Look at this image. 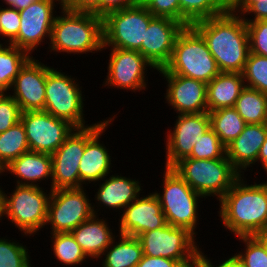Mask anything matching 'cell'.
<instances>
[{"instance_id":"6da1fadb","label":"cell","mask_w":267,"mask_h":267,"mask_svg":"<svg viewBox=\"0 0 267 267\" xmlns=\"http://www.w3.org/2000/svg\"><path fill=\"white\" fill-rule=\"evenodd\" d=\"M221 72L242 73L250 52L249 33L241 15L228 7L222 14L194 22Z\"/></svg>"},{"instance_id":"7a4b0ae2","label":"cell","mask_w":267,"mask_h":267,"mask_svg":"<svg viewBox=\"0 0 267 267\" xmlns=\"http://www.w3.org/2000/svg\"><path fill=\"white\" fill-rule=\"evenodd\" d=\"M245 179L241 176L219 200L222 226L236 237L267 229V181L249 185Z\"/></svg>"},{"instance_id":"3957f363","label":"cell","mask_w":267,"mask_h":267,"mask_svg":"<svg viewBox=\"0 0 267 267\" xmlns=\"http://www.w3.org/2000/svg\"><path fill=\"white\" fill-rule=\"evenodd\" d=\"M59 9L61 14L55 17L51 31L50 52L80 55L103 51L102 17L92 12Z\"/></svg>"},{"instance_id":"277c9868","label":"cell","mask_w":267,"mask_h":267,"mask_svg":"<svg viewBox=\"0 0 267 267\" xmlns=\"http://www.w3.org/2000/svg\"><path fill=\"white\" fill-rule=\"evenodd\" d=\"M208 84L221 71L202 35L192 26H185L178 35L169 62L163 68Z\"/></svg>"},{"instance_id":"5b68a950","label":"cell","mask_w":267,"mask_h":267,"mask_svg":"<svg viewBox=\"0 0 267 267\" xmlns=\"http://www.w3.org/2000/svg\"><path fill=\"white\" fill-rule=\"evenodd\" d=\"M173 169L204 199L217 196L216 199L220 200L242 176L226 155L221 159L208 160L187 157L178 162Z\"/></svg>"},{"instance_id":"8992f818","label":"cell","mask_w":267,"mask_h":267,"mask_svg":"<svg viewBox=\"0 0 267 267\" xmlns=\"http://www.w3.org/2000/svg\"><path fill=\"white\" fill-rule=\"evenodd\" d=\"M162 193L155 191L167 224L185 228L196 237L198 203L204 197L194 191L173 168H164Z\"/></svg>"},{"instance_id":"52a82bcc","label":"cell","mask_w":267,"mask_h":267,"mask_svg":"<svg viewBox=\"0 0 267 267\" xmlns=\"http://www.w3.org/2000/svg\"><path fill=\"white\" fill-rule=\"evenodd\" d=\"M57 69L47 66L44 111L57 118L67 120L75 128L90 126L89 124L85 125V114L83 113L85 98H83L82 86H79L77 78Z\"/></svg>"},{"instance_id":"ba28073f","label":"cell","mask_w":267,"mask_h":267,"mask_svg":"<svg viewBox=\"0 0 267 267\" xmlns=\"http://www.w3.org/2000/svg\"><path fill=\"white\" fill-rule=\"evenodd\" d=\"M15 185L11 194L4 192L5 217L22 232L23 236L25 234L34 237L46 226L51 190L44 192V187L42 189L36 186Z\"/></svg>"},{"instance_id":"9c48e42d","label":"cell","mask_w":267,"mask_h":267,"mask_svg":"<svg viewBox=\"0 0 267 267\" xmlns=\"http://www.w3.org/2000/svg\"><path fill=\"white\" fill-rule=\"evenodd\" d=\"M154 17L142 3L106 14L102 18L103 49L113 47L138 51Z\"/></svg>"},{"instance_id":"30bf717a","label":"cell","mask_w":267,"mask_h":267,"mask_svg":"<svg viewBox=\"0 0 267 267\" xmlns=\"http://www.w3.org/2000/svg\"><path fill=\"white\" fill-rule=\"evenodd\" d=\"M104 119L84 128H74L64 143L51 155L52 182L50 190L82 188L79 163L86 142L108 121Z\"/></svg>"},{"instance_id":"8fae6325","label":"cell","mask_w":267,"mask_h":267,"mask_svg":"<svg viewBox=\"0 0 267 267\" xmlns=\"http://www.w3.org/2000/svg\"><path fill=\"white\" fill-rule=\"evenodd\" d=\"M85 188L51 190L46 225L50 233L71 232L94 213Z\"/></svg>"},{"instance_id":"7c38bea8","label":"cell","mask_w":267,"mask_h":267,"mask_svg":"<svg viewBox=\"0 0 267 267\" xmlns=\"http://www.w3.org/2000/svg\"><path fill=\"white\" fill-rule=\"evenodd\" d=\"M137 238L141 242L143 255L175 259L181 264L193 259L201 249L191 232L169 224L141 233Z\"/></svg>"},{"instance_id":"4fadbf2b","label":"cell","mask_w":267,"mask_h":267,"mask_svg":"<svg viewBox=\"0 0 267 267\" xmlns=\"http://www.w3.org/2000/svg\"><path fill=\"white\" fill-rule=\"evenodd\" d=\"M30 151L52 155L74 130L67 120L52 116L45 111L21 113Z\"/></svg>"},{"instance_id":"5bb4252c","label":"cell","mask_w":267,"mask_h":267,"mask_svg":"<svg viewBox=\"0 0 267 267\" xmlns=\"http://www.w3.org/2000/svg\"><path fill=\"white\" fill-rule=\"evenodd\" d=\"M108 72L102 86L139 92L148 89L147 69H155L138 51L109 47ZM148 67V68H146ZM146 73V74H145ZM147 78V80H146Z\"/></svg>"},{"instance_id":"9a60e30c","label":"cell","mask_w":267,"mask_h":267,"mask_svg":"<svg viewBox=\"0 0 267 267\" xmlns=\"http://www.w3.org/2000/svg\"><path fill=\"white\" fill-rule=\"evenodd\" d=\"M62 2V0H36L27 8L19 11V32L11 44L24 49L31 55L41 45V42L43 43V40L48 38L50 41L53 23L57 15L54 8L57 4L62 7Z\"/></svg>"},{"instance_id":"2e32d148","label":"cell","mask_w":267,"mask_h":267,"mask_svg":"<svg viewBox=\"0 0 267 267\" xmlns=\"http://www.w3.org/2000/svg\"><path fill=\"white\" fill-rule=\"evenodd\" d=\"M173 131L166 135L165 168H173L182 159L191 155L196 142L210 127L209 112L199 114H180L176 116Z\"/></svg>"},{"instance_id":"e0dca14e","label":"cell","mask_w":267,"mask_h":267,"mask_svg":"<svg viewBox=\"0 0 267 267\" xmlns=\"http://www.w3.org/2000/svg\"><path fill=\"white\" fill-rule=\"evenodd\" d=\"M166 79V102L174 111L180 114H199L208 112L207 84L193 78L171 74L163 68L157 70Z\"/></svg>"},{"instance_id":"ac0fdd59","label":"cell","mask_w":267,"mask_h":267,"mask_svg":"<svg viewBox=\"0 0 267 267\" xmlns=\"http://www.w3.org/2000/svg\"><path fill=\"white\" fill-rule=\"evenodd\" d=\"M185 27L170 18L154 17L145 31L144 40L138 50L155 68L160 70L169 62L176 39Z\"/></svg>"},{"instance_id":"d6986e66","label":"cell","mask_w":267,"mask_h":267,"mask_svg":"<svg viewBox=\"0 0 267 267\" xmlns=\"http://www.w3.org/2000/svg\"><path fill=\"white\" fill-rule=\"evenodd\" d=\"M47 64L33 58L20 69L12 85L10 95L18 103L21 112L44 111L46 98Z\"/></svg>"},{"instance_id":"ffe728a7","label":"cell","mask_w":267,"mask_h":267,"mask_svg":"<svg viewBox=\"0 0 267 267\" xmlns=\"http://www.w3.org/2000/svg\"><path fill=\"white\" fill-rule=\"evenodd\" d=\"M119 234L138 237L141 233L167 225L166 217L154 192L138 197L121 211Z\"/></svg>"},{"instance_id":"44dd1931","label":"cell","mask_w":267,"mask_h":267,"mask_svg":"<svg viewBox=\"0 0 267 267\" xmlns=\"http://www.w3.org/2000/svg\"><path fill=\"white\" fill-rule=\"evenodd\" d=\"M106 175L102 181L103 183H99L98 191L95 194V202L98 204L95 207V203L92 205L94 215L98 214V211L104 206L109 210H123L130 203L136 200L141 191H143L142 186L138 179H131L125 176H120L116 174H112L109 178ZM100 206V208H99ZM96 208V209H95ZM99 208V210H98ZM97 210V211H96Z\"/></svg>"},{"instance_id":"7402d4cb","label":"cell","mask_w":267,"mask_h":267,"mask_svg":"<svg viewBox=\"0 0 267 267\" xmlns=\"http://www.w3.org/2000/svg\"><path fill=\"white\" fill-rule=\"evenodd\" d=\"M116 115L109 120L86 142L85 151L79 163L80 181L85 187L93 182L96 186L106 175H110L113 166L111 156L105 144L100 142L102 134L112 125ZM98 181V183H97Z\"/></svg>"},{"instance_id":"603a6c76","label":"cell","mask_w":267,"mask_h":267,"mask_svg":"<svg viewBox=\"0 0 267 267\" xmlns=\"http://www.w3.org/2000/svg\"><path fill=\"white\" fill-rule=\"evenodd\" d=\"M266 137L267 124H247L241 134L226 147L228 160L242 176L247 168L258 162L260 148Z\"/></svg>"},{"instance_id":"cb8c5ba5","label":"cell","mask_w":267,"mask_h":267,"mask_svg":"<svg viewBox=\"0 0 267 267\" xmlns=\"http://www.w3.org/2000/svg\"><path fill=\"white\" fill-rule=\"evenodd\" d=\"M6 172L17 178L14 183L18 185L40 187L37 182L46 179L52 182V157L49 154L28 151L11 161Z\"/></svg>"},{"instance_id":"d4e9b609","label":"cell","mask_w":267,"mask_h":267,"mask_svg":"<svg viewBox=\"0 0 267 267\" xmlns=\"http://www.w3.org/2000/svg\"><path fill=\"white\" fill-rule=\"evenodd\" d=\"M106 221L99 215H93L71 231L74 239L90 260L91 258L100 259L112 240L118 237Z\"/></svg>"},{"instance_id":"484cf974","label":"cell","mask_w":267,"mask_h":267,"mask_svg":"<svg viewBox=\"0 0 267 267\" xmlns=\"http://www.w3.org/2000/svg\"><path fill=\"white\" fill-rule=\"evenodd\" d=\"M245 86L242 73L220 72L207 84L208 112L234 107Z\"/></svg>"},{"instance_id":"4316f807","label":"cell","mask_w":267,"mask_h":267,"mask_svg":"<svg viewBox=\"0 0 267 267\" xmlns=\"http://www.w3.org/2000/svg\"><path fill=\"white\" fill-rule=\"evenodd\" d=\"M118 237L120 238H114L102 253L101 257L105 256L102 267H136L143 256L140 240L137 237L120 234Z\"/></svg>"},{"instance_id":"83f0119b","label":"cell","mask_w":267,"mask_h":267,"mask_svg":"<svg viewBox=\"0 0 267 267\" xmlns=\"http://www.w3.org/2000/svg\"><path fill=\"white\" fill-rule=\"evenodd\" d=\"M4 44V45H3ZM32 57L24 49L0 43V93H8L20 69Z\"/></svg>"},{"instance_id":"f1b7e54d","label":"cell","mask_w":267,"mask_h":267,"mask_svg":"<svg viewBox=\"0 0 267 267\" xmlns=\"http://www.w3.org/2000/svg\"><path fill=\"white\" fill-rule=\"evenodd\" d=\"M209 118L211 129L225 147L232 143L247 125L234 107L210 111Z\"/></svg>"},{"instance_id":"f546056e","label":"cell","mask_w":267,"mask_h":267,"mask_svg":"<svg viewBox=\"0 0 267 267\" xmlns=\"http://www.w3.org/2000/svg\"><path fill=\"white\" fill-rule=\"evenodd\" d=\"M234 108L247 124H267V94L246 87Z\"/></svg>"},{"instance_id":"4dcf8cb0","label":"cell","mask_w":267,"mask_h":267,"mask_svg":"<svg viewBox=\"0 0 267 267\" xmlns=\"http://www.w3.org/2000/svg\"><path fill=\"white\" fill-rule=\"evenodd\" d=\"M180 23L190 26L194 22L222 14L228 7V0H179Z\"/></svg>"},{"instance_id":"1f68e13d","label":"cell","mask_w":267,"mask_h":267,"mask_svg":"<svg viewBox=\"0 0 267 267\" xmlns=\"http://www.w3.org/2000/svg\"><path fill=\"white\" fill-rule=\"evenodd\" d=\"M51 250L54 257L61 264L66 266H75L82 264L88 259L86 254L81 249V246L76 242L71 232L50 233ZM85 260V261H84Z\"/></svg>"},{"instance_id":"d6a6232c","label":"cell","mask_w":267,"mask_h":267,"mask_svg":"<svg viewBox=\"0 0 267 267\" xmlns=\"http://www.w3.org/2000/svg\"><path fill=\"white\" fill-rule=\"evenodd\" d=\"M28 151L29 144L21 121L0 133V159L6 166Z\"/></svg>"},{"instance_id":"836d02e7","label":"cell","mask_w":267,"mask_h":267,"mask_svg":"<svg viewBox=\"0 0 267 267\" xmlns=\"http://www.w3.org/2000/svg\"><path fill=\"white\" fill-rule=\"evenodd\" d=\"M242 75L246 87L267 94V57L249 52Z\"/></svg>"},{"instance_id":"e575fe53","label":"cell","mask_w":267,"mask_h":267,"mask_svg":"<svg viewBox=\"0 0 267 267\" xmlns=\"http://www.w3.org/2000/svg\"><path fill=\"white\" fill-rule=\"evenodd\" d=\"M28 251L26 245L24 246L15 239L9 240L1 237L0 267H32Z\"/></svg>"},{"instance_id":"d590c367","label":"cell","mask_w":267,"mask_h":267,"mask_svg":"<svg viewBox=\"0 0 267 267\" xmlns=\"http://www.w3.org/2000/svg\"><path fill=\"white\" fill-rule=\"evenodd\" d=\"M225 155L226 147L220 141L218 135L210 128L196 142L188 158L221 159Z\"/></svg>"},{"instance_id":"8d00e7d4","label":"cell","mask_w":267,"mask_h":267,"mask_svg":"<svg viewBox=\"0 0 267 267\" xmlns=\"http://www.w3.org/2000/svg\"><path fill=\"white\" fill-rule=\"evenodd\" d=\"M238 239L245 244V249L234 256L242 267H267V252L254 236H240Z\"/></svg>"},{"instance_id":"74e56055","label":"cell","mask_w":267,"mask_h":267,"mask_svg":"<svg viewBox=\"0 0 267 267\" xmlns=\"http://www.w3.org/2000/svg\"><path fill=\"white\" fill-rule=\"evenodd\" d=\"M9 93H0V133L18 123L21 118V109Z\"/></svg>"},{"instance_id":"f35d334b","label":"cell","mask_w":267,"mask_h":267,"mask_svg":"<svg viewBox=\"0 0 267 267\" xmlns=\"http://www.w3.org/2000/svg\"><path fill=\"white\" fill-rule=\"evenodd\" d=\"M245 22L249 33L250 52L267 57V20Z\"/></svg>"},{"instance_id":"ab89813d","label":"cell","mask_w":267,"mask_h":267,"mask_svg":"<svg viewBox=\"0 0 267 267\" xmlns=\"http://www.w3.org/2000/svg\"><path fill=\"white\" fill-rule=\"evenodd\" d=\"M0 24L2 30V39L6 44H11L18 36L20 27V13L17 9L0 6ZM8 38V39H7Z\"/></svg>"},{"instance_id":"60d3db41","label":"cell","mask_w":267,"mask_h":267,"mask_svg":"<svg viewBox=\"0 0 267 267\" xmlns=\"http://www.w3.org/2000/svg\"><path fill=\"white\" fill-rule=\"evenodd\" d=\"M141 3L156 17H165L180 22L179 0H142Z\"/></svg>"},{"instance_id":"b9f144b4","label":"cell","mask_w":267,"mask_h":267,"mask_svg":"<svg viewBox=\"0 0 267 267\" xmlns=\"http://www.w3.org/2000/svg\"><path fill=\"white\" fill-rule=\"evenodd\" d=\"M62 7L80 12H92L101 17V0H62Z\"/></svg>"},{"instance_id":"7bdbcfd3","label":"cell","mask_w":267,"mask_h":267,"mask_svg":"<svg viewBox=\"0 0 267 267\" xmlns=\"http://www.w3.org/2000/svg\"><path fill=\"white\" fill-rule=\"evenodd\" d=\"M180 264L175 259L143 255L136 267H179Z\"/></svg>"},{"instance_id":"ee69618b","label":"cell","mask_w":267,"mask_h":267,"mask_svg":"<svg viewBox=\"0 0 267 267\" xmlns=\"http://www.w3.org/2000/svg\"><path fill=\"white\" fill-rule=\"evenodd\" d=\"M142 0H101V17L106 14L141 3Z\"/></svg>"},{"instance_id":"f6af8a7d","label":"cell","mask_w":267,"mask_h":267,"mask_svg":"<svg viewBox=\"0 0 267 267\" xmlns=\"http://www.w3.org/2000/svg\"><path fill=\"white\" fill-rule=\"evenodd\" d=\"M253 14L254 19H251L250 17ZM249 15L250 19L248 17H245ZM242 18L244 21H264L267 20V2L265 3H253L242 15Z\"/></svg>"},{"instance_id":"bcb514c9","label":"cell","mask_w":267,"mask_h":267,"mask_svg":"<svg viewBox=\"0 0 267 267\" xmlns=\"http://www.w3.org/2000/svg\"><path fill=\"white\" fill-rule=\"evenodd\" d=\"M267 0H230L229 7L238 15H242L253 3H265Z\"/></svg>"},{"instance_id":"7dc6e473","label":"cell","mask_w":267,"mask_h":267,"mask_svg":"<svg viewBox=\"0 0 267 267\" xmlns=\"http://www.w3.org/2000/svg\"><path fill=\"white\" fill-rule=\"evenodd\" d=\"M242 267L240 261L232 255L231 257L226 258L224 261L219 262L218 266L213 265L210 258L206 256L203 252V267Z\"/></svg>"},{"instance_id":"c3c4849f","label":"cell","mask_w":267,"mask_h":267,"mask_svg":"<svg viewBox=\"0 0 267 267\" xmlns=\"http://www.w3.org/2000/svg\"><path fill=\"white\" fill-rule=\"evenodd\" d=\"M2 1L7 5V7H11L17 9L18 11H21L27 8L30 4H32L36 0H2Z\"/></svg>"},{"instance_id":"681fc988","label":"cell","mask_w":267,"mask_h":267,"mask_svg":"<svg viewBox=\"0 0 267 267\" xmlns=\"http://www.w3.org/2000/svg\"><path fill=\"white\" fill-rule=\"evenodd\" d=\"M260 162V166L263 167L264 171L267 173V137L265 142L260 148V152L258 155V163Z\"/></svg>"},{"instance_id":"f907efd6","label":"cell","mask_w":267,"mask_h":267,"mask_svg":"<svg viewBox=\"0 0 267 267\" xmlns=\"http://www.w3.org/2000/svg\"><path fill=\"white\" fill-rule=\"evenodd\" d=\"M179 267H203V252L200 250L198 255L190 261L180 264Z\"/></svg>"},{"instance_id":"816d5d0a","label":"cell","mask_w":267,"mask_h":267,"mask_svg":"<svg viewBox=\"0 0 267 267\" xmlns=\"http://www.w3.org/2000/svg\"><path fill=\"white\" fill-rule=\"evenodd\" d=\"M254 237L262 244L265 251L267 252V229L258 232L254 235Z\"/></svg>"},{"instance_id":"f5cc1de1","label":"cell","mask_w":267,"mask_h":267,"mask_svg":"<svg viewBox=\"0 0 267 267\" xmlns=\"http://www.w3.org/2000/svg\"><path fill=\"white\" fill-rule=\"evenodd\" d=\"M4 216H5V195H4V189L0 185V220L1 221Z\"/></svg>"},{"instance_id":"db71d44e","label":"cell","mask_w":267,"mask_h":267,"mask_svg":"<svg viewBox=\"0 0 267 267\" xmlns=\"http://www.w3.org/2000/svg\"><path fill=\"white\" fill-rule=\"evenodd\" d=\"M6 165L2 162V160L0 159V175L4 172H6Z\"/></svg>"},{"instance_id":"11a10c76","label":"cell","mask_w":267,"mask_h":267,"mask_svg":"<svg viewBox=\"0 0 267 267\" xmlns=\"http://www.w3.org/2000/svg\"><path fill=\"white\" fill-rule=\"evenodd\" d=\"M2 36L1 24H0V37Z\"/></svg>"}]
</instances>
